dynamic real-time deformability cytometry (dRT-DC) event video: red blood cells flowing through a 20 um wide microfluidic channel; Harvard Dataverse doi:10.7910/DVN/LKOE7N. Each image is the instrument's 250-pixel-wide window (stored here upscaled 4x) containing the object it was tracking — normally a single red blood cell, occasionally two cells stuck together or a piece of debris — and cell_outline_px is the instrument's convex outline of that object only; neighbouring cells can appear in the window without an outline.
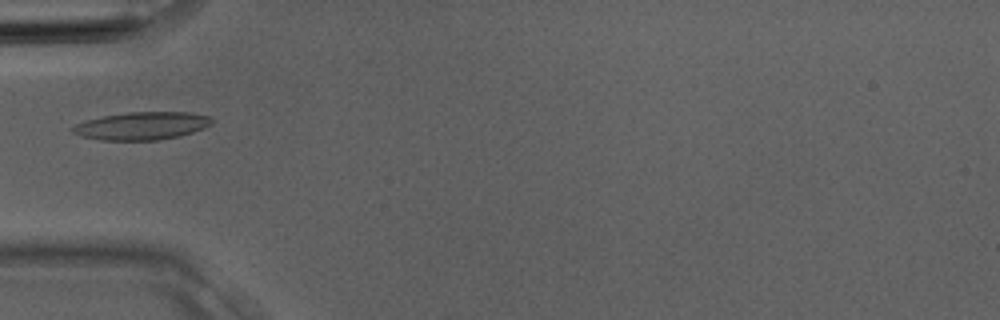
{"species": "Egyptian fruit bat (a non-hibernating species)", "species_latin": "Rousettus aegyptiacus", "temperature_condition": "room temperature", "stored_images_in_passage": 4, "camera_frame_rate_fps": 3000, "um_per_image_px": 0.085, "animal": {"sex": "male"}, "frame": {"image": 1, "passage_image": 4, "time_ms": 1.0, "image_size_px": [1000, 320], "cell_outline_px": [[212, 124], [204, 128], [180, 136], [160, 140], [100, 140], [80, 136], [72, 132], [68, 128], [84, 120], [104, 116], [128, 112], [188, 112], [208, 116], [212, 120]], "centroid_in_image_um": [12.01, 10.7], "position_along_channel_um": 73.0, "area_um2": 22.66}}